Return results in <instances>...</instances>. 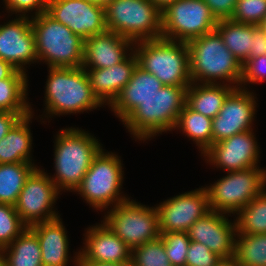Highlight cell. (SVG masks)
I'll use <instances>...</instances> for the list:
<instances>
[{
	"label": "cell",
	"mask_w": 266,
	"mask_h": 266,
	"mask_svg": "<svg viewBox=\"0 0 266 266\" xmlns=\"http://www.w3.org/2000/svg\"><path fill=\"white\" fill-rule=\"evenodd\" d=\"M187 46L192 82L219 84L216 80H223L222 84L225 81L229 85L237 83L236 88H240L242 64L225 46L216 30L189 41Z\"/></svg>",
	"instance_id": "1"
},
{
	"label": "cell",
	"mask_w": 266,
	"mask_h": 266,
	"mask_svg": "<svg viewBox=\"0 0 266 266\" xmlns=\"http://www.w3.org/2000/svg\"><path fill=\"white\" fill-rule=\"evenodd\" d=\"M55 138L56 176L50 179L59 191L75 192L102 146L96 137L79 128L62 129Z\"/></svg>",
	"instance_id": "2"
},
{
	"label": "cell",
	"mask_w": 266,
	"mask_h": 266,
	"mask_svg": "<svg viewBox=\"0 0 266 266\" xmlns=\"http://www.w3.org/2000/svg\"><path fill=\"white\" fill-rule=\"evenodd\" d=\"M188 87L163 85L154 96L142 101L123 124L134 138L144 141L164 131L175 130L179 114L186 105Z\"/></svg>",
	"instance_id": "3"
},
{
	"label": "cell",
	"mask_w": 266,
	"mask_h": 266,
	"mask_svg": "<svg viewBox=\"0 0 266 266\" xmlns=\"http://www.w3.org/2000/svg\"><path fill=\"white\" fill-rule=\"evenodd\" d=\"M46 82V114H76L103 105L93 93L88 74L82 67L49 68Z\"/></svg>",
	"instance_id": "4"
},
{
	"label": "cell",
	"mask_w": 266,
	"mask_h": 266,
	"mask_svg": "<svg viewBox=\"0 0 266 266\" xmlns=\"http://www.w3.org/2000/svg\"><path fill=\"white\" fill-rule=\"evenodd\" d=\"M31 27L35 37L36 54L47 62L48 68L82 67L84 39L74 34L67 26L59 23L47 12L32 16Z\"/></svg>",
	"instance_id": "5"
},
{
	"label": "cell",
	"mask_w": 266,
	"mask_h": 266,
	"mask_svg": "<svg viewBox=\"0 0 266 266\" xmlns=\"http://www.w3.org/2000/svg\"><path fill=\"white\" fill-rule=\"evenodd\" d=\"M133 46L138 66L155 75L163 85L189 86L192 83L187 43L159 38L135 42Z\"/></svg>",
	"instance_id": "6"
},
{
	"label": "cell",
	"mask_w": 266,
	"mask_h": 266,
	"mask_svg": "<svg viewBox=\"0 0 266 266\" xmlns=\"http://www.w3.org/2000/svg\"><path fill=\"white\" fill-rule=\"evenodd\" d=\"M105 16L108 31L133 43L161 38V10L151 0H114L105 8Z\"/></svg>",
	"instance_id": "7"
},
{
	"label": "cell",
	"mask_w": 266,
	"mask_h": 266,
	"mask_svg": "<svg viewBox=\"0 0 266 266\" xmlns=\"http://www.w3.org/2000/svg\"><path fill=\"white\" fill-rule=\"evenodd\" d=\"M119 158L112 152H104L102 149L75 191L96 210L106 209L113 203V206H116L130 199L120 193L124 171Z\"/></svg>",
	"instance_id": "8"
},
{
	"label": "cell",
	"mask_w": 266,
	"mask_h": 266,
	"mask_svg": "<svg viewBox=\"0 0 266 266\" xmlns=\"http://www.w3.org/2000/svg\"><path fill=\"white\" fill-rule=\"evenodd\" d=\"M213 185L206 186L210 210L238 213L266 187V170L259 167L227 172Z\"/></svg>",
	"instance_id": "9"
},
{
	"label": "cell",
	"mask_w": 266,
	"mask_h": 266,
	"mask_svg": "<svg viewBox=\"0 0 266 266\" xmlns=\"http://www.w3.org/2000/svg\"><path fill=\"white\" fill-rule=\"evenodd\" d=\"M112 208L101 222L131 250L160 237L156 207H147L128 199Z\"/></svg>",
	"instance_id": "10"
},
{
	"label": "cell",
	"mask_w": 266,
	"mask_h": 266,
	"mask_svg": "<svg viewBox=\"0 0 266 266\" xmlns=\"http://www.w3.org/2000/svg\"><path fill=\"white\" fill-rule=\"evenodd\" d=\"M161 15V38L185 43L215 31L218 22L204 0H176Z\"/></svg>",
	"instance_id": "11"
},
{
	"label": "cell",
	"mask_w": 266,
	"mask_h": 266,
	"mask_svg": "<svg viewBox=\"0 0 266 266\" xmlns=\"http://www.w3.org/2000/svg\"><path fill=\"white\" fill-rule=\"evenodd\" d=\"M60 191L46 172L37 168L26 179L14 205L21 220L29 227L58 218L52 209Z\"/></svg>",
	"instance_id": "12"
},
{
	"label": "cell",
	"mask_w": 266,
	"mask_h": 266,
	"mask_svg": "<svg viewBox=\"0 0 266 266\" xmlns=\"http://www.w3.org/2000/svg\"><path fill=\"white\" fill-rule=\"evenodd\" d=\"M160 233L187 232L191 225L210 211L205 187L185 192L156 206Z\"/></svg>",
	"instance_id": "13"
},
{
	"label": "cell",
	"mask_w": 266,
	"mask_h": 266,
	"mask_svg": "<svg viewBox=\"0 0 266 266\" xmlns=\"http://www.w3.org/2000/svg\"><path fill=\"white\" fill-rule=\"evenodd\" d=\"M46 12L84 40L107 31L105 8L86 0H48Z\"/></svg>",
	"instance_id": "14"
},
{
	"label": "cell",
	"mask_w": 266,
	"mask_h": 266,
	"mask_svg": "<svg viewBox=\"0 0 266 266\" xmlns=\"http://www.w3.org/2000/svg\"><path fill=\"white\" fill-rule=\"evenodd\" d=\"M256 97L248 90L235 88L225 99L218 115L212 119V144L252 130Z\"/></svg>",
	"instance_id": "15"
},
{
	"label": "cell",
	"mask_w": 266,
	"mask_h": 266,
	"mask_svg": "<svg viewBox=\"0 0 266 266\" xmlns=\"http://www.w3.org/2000/svg\"><path fill=\"white\" fill-rule=\"evenodd\" d=\"M253 134L249 130L212 144L203 156L207 163L228 172L258 167L259 147Z\"/></svg>",
	"instance_id": "16"
},
{
	"label": "cell",
	"mask_w": 266,
	"mask_h": 266,
	"mask_svg": "<svg viewBox=\"0 0 266 266\" xmlns=\"http://www.w3.org/2000/svg\"><path fill=\"white\" fill-rule=\"evenodd\" d=\"M236 233V222L231 223L225 213L214 210L196 220L187 231L191 241L204 244L224 261L234 259Z\"/></svg>",
	"instance_id": "17"
},
{
	"label": "cell",
	"mask_w": 266,
	"mask_h": 266,
	"mask_svg": "<svg viewBox=\"0 0 266 266\" xmlns=\"http://www.w3.org/2000/svg\"><path fill=\"white\" fill-rule=\"evenodd\" d=\"M29 19L27 14L26 17L19 16L0 25V59L23 72H26V64L38 61L35 37Z\"/></svg>",
	"instance_id": "18"
},
{
	"label": "cell",
	"mask_w": 266,
	"mask_h": 266,
	"mask_svg": "<svg viewBox=\"0 0 266 266\" xmlns=\"http://www.w3.org/2000/svg\"><path fill=\"white\" fill-rule=\"evenodd\" d=\"M85 246L79 251L78 262H130L131 249L103 222L85 233Z\"/></svg>",
	"instance_id": "19"
},
{
	"label": "cell",
	"mask_w": 266,
	"mask_h": 266,
	"mask_svg": "<svg viewBox=\"0 0 266 266\" xmlns=\"http://www.w3.org/2000/svg\"><path fill=\"white\" fill-rule=\"evenodd\" d=\"M134 43L117 33L105 31L84 40L83 69L109 68L124 61ZM132 46V47H131ZM128 48V49H127Z\"/></svg>",
	"instance_id": "20"
},
{
	"label": "cell",
	"mask_w": 266,
	"mask_h": 266,
	"mask_svg": "<svg viewBox=\"0 0 266 266\" xmlns=\"http://www.w3.org/2000/svg\"><path fill=\"white\" fill-rule=\"evenodd\" d=\"M138 65L137 57L133 51L124 61L109 68L85 69L93 93L104 105L110 106L121 90L130 81L133 71Z\"/></svg>",
	"instance_id": "21"
},
{
	"label": "cell",
	"mask_w": 266,
	"mask_h": 266,
	"mask_svg": "<svg viewBox=\"0 0 266 266\" xmlns=\"http://www.w3.org/2000/svg\"><path fill=\"white\" fill-rule=\"evenodd\" d=\"M162 86L163 84L155 75L137 65L130 81L110 105L111 109L123 122L142 101L154 96Z\"/></svg>",
	"instance_id": "22"
},
{
	"label": "cell",
	"mask_w": 266,
	"mask_h": 266,
	"mask_svg": "<svg viewBox=\"0 0 266 266\" xmlns=\"http://www.w3.org/2000/svg\"><path fill=\"white\" fill-rule=\"evenodd\" d=\"M29 228L37 235L43 266H67L69 241L60 216L50 221L35 223Z\"/></svg>",
	"instance_id": "23"
},
{
	"label": "cell",
	"mask_w": 266,
	"mask_h": 266,
	"mask_svg": "<svg viewBox=\"0 0 266 266\" xmlns=\"http://www.w3.org/2000/svg\"><path fill=\"white\" fill-rule=\"evenodd\" d=\"M235 88L236 86L227 83L222 85L221 82L219 84L192 82L187 89L186 104L195 112L213 119L220 112L227 96Z\"/></svg>",
	"instance_id": "24"
},
{
	"label": "cell",
	"mask_w": 266,
	"mask_h": 266,
	"mask_svg": "<svg viewBox=\"0 0 266 266\" xmlns=\"http://www.w3.org/2000/svg\"><path fill=\"white\" fill-rule=\"evenodd\" d=\"M33 113L22 117L0 140V164L8 163H32V134L29 122Z\"/></svg>",
	"instance_id": "25"
},
{
	"label": "cell",
	"mask_w": 266,
	"mask_h": 266,
	"mask_svg": "<svg viewBox=\"0 0 266 266\" xmlns=\"http://www.w3.org/2000/svg\"><path fill=\"white\" fill-rule=\"evenodd\" d=\"M27 74L16 70L9 78L0 80V111L18 113L25 117L32 113L27 100Z\"/></svg>",
	"instance_id": "26"
},
{
	"label": "cell",
	"mask_w": 266,
	"mask_h": 266,
	"mask_svg": "<svg viewBox=\"0 0 266 266\" xmlns=\"http://www.w3.org/2000/svg\"><path fill=\"white\" fill-rule=\"evenodd\" d=\"M257 26L221 19L218 20L215 30L222 37L225 46L243 64L249 59L253 43V30Z\"/></svg>",
	"instance_id": "27"
},
{
	"label": "cell",
	"mask_w": 266,
	"mask_h": 266,
	"mask_svg": "<svg viewBox=\"0 0 266 266\" xmlns=\"http://www.w3.org/2000/svg\"><path fill=\"white\" fill-rule=\"evenodd\" d=\"M2 252L6 259V266H43L38 237L29 227L9 246L3 248Z\"/></svg>",
	"instance_id": "28"
},
{
	"label": "cell",
	"mask_w": 266,
	"mask_h": 266,
	"mask_svg": "<svg viewBox=\"0 0 266 266\" xmlns=\"http://www.w3.org/2000/svg\"><path fill=\"white\" fill-rule=\"evenodd\" d=\"M36 168L34 163L0 164V203L14 206L26 179Z\"/></svg>",
	"instance_id": "29"
},
{
	"label": "cell",
	"mask_w": 266,
	"mask_h": 266,
	"mask_svg": "<svg viewBox=\"0 0 266 266\" xmlns=\"http://www.w3.org/2000/svg\"><path fill=\"white\" fill-rule=\"evenodd\" d=\"M175 129L196 142L203 154L212 145V119L195 112L187 104L180 112Z\"/></svg>",
	"instance_id": "30"
},
{
	"label": "cell",
	"mask_w": 266,
	"mask_h": 266,
	"mask_svg": "<svg viewBox=\"0 0 266 266\" xmlns=\"http://www.w3.org/2000/svg\"><path fill=\"white\" fill-rule=\"evenodd\" d=\"M233 262L237 266H266V234H236Z\"/></svg>",
	"instance_id": "31"
},
{
	"label": "cell",
	"mask_w": 266,
	"mask_h": 266,
	"mask_svg": "<svg viewBox=\"0 0 266 266\" xmlns=\"http://www.w3.org/2000/svg\"><path fill=\"white\" fill-rule=\"evenodd\" d=\"M237 215L236 234H266V189Z\"/></svg>",
	"instance_id": "32"
},
{
	"label": "cell",
	"mask_w": 266,
	"mask_h": 266,
	"mask_svg": "<svg viewBox=\"0 0 266 266\" xmlns=\"http://www.w3.org/2000/svg\"><path fill=\"white\" fill-rule=\"evenodd\" d=\"M132 266H172L161 237L131 250Z\"/></svg>",
	"instance_id": "33"
},
{
	"label": "cell",
	"mask_w": 266,
	"mask_h": 266,
	"mask_svg": "<svg viewBox=\"0 0 266 266\" xmlns=\"http://www.w3.org/2000/svg\"><path fill=\"white\" fill-rule=\"evenodd\" d=\"M27 227L13 205L0 203V250L9 246Z\"/></svg>",
	"instance_id": "34"
},
{
	"label": "cell",
	"mask_w": 266,
	"mask_h": 266,
	"mask_svg": "<svg viewBox=\"0 0 266 266\" xmlns=\"http://www.w3.org/2000/svg\"><path fill=\"white\" fill-rule=\"evenodd\" d=\"M172 266H185L190 239L187 232L160 233Z\"/></svg>",
	"instance_id": "35"
},
{
	"label": "cell",
	"mask_w": 266,
	"mask_h": 266,
	"mask_svg": "<svg viewBox=\"0 0 266 266\" xmlns=\"http://www.w3.org/2000/svg\"><path fill=\"white\" fill-rule=\"evenodd\" d=\"M266 17V0H238L230 20L259 25Z\"/></svg>",
	"instance_id": "36"
},
{
	"label": "cell",
	"mask_w": 266,
	"mask_h": 266,
	"mask_svg": "<svg viewBox=\"0 0 266 266\" xmlns=\"http://www.w3.org/2000/svg\"><path fill=\"white\" fill-rule=\"evenodd\" d=\"M224 262L204 244L190 241L185 266H220Z\"/></svg>",
	"instance_id": "37"
},
{
	"label": "cell",
	"mask_w": 266,
	"mask_h": 266,
	"mask_svg": "<svg viewBox=\"0 0 266 266\" xmlns=\"http://www.w3.org/2000/svg\"><path fill=\"white\" fill-rule=\"evenodd\" d=\"M266 80V55L247 59L242 64L240 88L246 83H258ZM243 84V85H242Z\"/></svg>",
	"instance_id": "38"
},
{
	"label": "cell",
	"mask_w": 266,
	"mask_h": 266,
	"mask_svg": "<svg viewBox=\"0 0 266 266\" xmlns=\"http://www.w3.org/2000/svg\"><path fill=\"white\" fill-rule=\"evenodd\" d=\"M9 12L21 13L19 16L26 17V13L36 10L35 16L47 11L48 0H3ZM29 11V12H28Z\"/></svg>",
	"instance_id": "39"
},
{
	"label": "cell",
	"mask_w": 266,
	"mask_h": 266,
	"mask_svg": "<svg viewBox=\"0 0 266 266\" xmlns=\"http://www.w3.org/2000/svg\"><path fill=\"white\" fill-rule=\"evenodd\" d=\"M238 0H204L217 20L230 19Z\"/></svg>",
	"instance_id": "40"
},
{
	"label": "cell",
	"mask_w": 266,
	"mask_h": 266,
	"mask_svg": "<svg viewBox=\"0 0 266 266\" xmlns=\"http://www.w3.org/2000/svg\"><path fill=\"white\" fill-rule=\"evenodd\" d=\"M266 55V37L259 25L253 30V43L249 58Z\"/></svg>",
	"instance_id": "41"
},
{
	"label": "cell",
	"mask_w": 266,
	"mask_h": 266,
	"mask_svg": "<svg viewBox=\"0 0 266 266\" xmlns=\"http://www.w3.org/2000/svg\"><path fill=\"white\" fill-rule=\"evenodd\" d=\"M22 118L18 113L0 111V140H2L9 130Z\"/></svg>",
	"instance_id": "42"
},
{
	"label": "cell",
	"mask_w": 266,
	"mask_h": 266,
	"mask_svg": "<svg viewBox=\"0 0 266 266\" xmlns=\"http://www.w3.org/2000/svg\"><path fill=\"white\" fill-rule=\"evenodd\" d=\"M76 257V258H75ZM79 252L74 256V262H76V266H132L131 262L125 263H96V262H78Z\"/></svg>",
	"instance_id": "43"
},
{
	"label": "cell",
	"mask_w": 266,
	"mask_h": 266,
	"mask_svg": "<svg viewBox=\"0 0 266 266\" xmlns=\"http://www.w3.org/2000/svg\"><path fill=\"white\" fill-rule=\"evenodd\" d=\"M16 70L9 62L0 59V80L9 78Z\"/></svg>",
	"instance_id": "44"
},
{
	"label": "cell",
	"mask_w": 266,
	"mask_h": 266,
	"mask_svg": "<svg viewBox=\"0 0 266 266\" xmlns=\"http://www.w3.org/2000/svg\"><path fill=\"white\" fill-rule=\"evenodd\" d=\"M155 6L161 11L164 10L168 5L174 3L176 0H151Z\"/></svg>",
	"instance_id": "45"
},
{
	"label": "cell",
	"mask_w": 266,
	"mask_h": 266,
	"mask_svg": "<svg viewBox=\"0 0 266 266\" xmlns=\"http://www.w3.org/2000/svg\"><path fill=\"white\" fill-rule=\"evenodd\" d=\"M87 2H89L90 4L96 5V6H101L103 8H106L107 5L110 2H113L114 0H86Z\"/></svg>",
	"instance_id": "46"
},
{
	"label": "cell",
	"mask_w": 266,
	"mask_h": 266,
	"mask_svg": "<svg viewBox=\"0 0 266 266\" xmlns=\"http://www.w3.org/2000/svg\"><path fill=\"white\" fill-rule=\"evenodd\" d=\"M0 266H6V259L2 250H0Z\"/></svg>",
	"instance_id": "47"
},
{
	"label": "cell",
	"mask_w": 266,
	"mask_h": 266,
	"mask_svg": "<svg viewBox=\"0 0 266 266\" xmlns=\"http://www.w3.org/2000/svg\"><path fill=\"white\" fill-rule=\"evenodd\" d=\"M220 266H237L233 261H225Z\"/></svg>",
	"instance_id": "48"
},
{
	"label": "cell",
	"mask_w": 266,
	"mask_h": 266,
	"mask_svg": "<svg viewBox=\"0 0 266 266\" xmlns=\"http://www.w3.org/2000/svg\"><path fill=\"white\" fill-rule=\"evenodd\" d=\"M259 27L263 30L264 35L266 37V24H259Z\"/></svg>",
	"instance_id": "49"
},
{
	"label": "cell",
	"mask_w": 266,
	"mask_h": 266,
	"mask_svg": "<svg viewBox=\"0 0 266 266\" xmlns=\"http://www.w3.org/2000/svg\"><path fill=\"white\" fill-rule=\"evenodd\" d=\"M260 24H266V17L263 19V21Z\"/></svg>",
	"instance_id": "50"
}]
</instances>
